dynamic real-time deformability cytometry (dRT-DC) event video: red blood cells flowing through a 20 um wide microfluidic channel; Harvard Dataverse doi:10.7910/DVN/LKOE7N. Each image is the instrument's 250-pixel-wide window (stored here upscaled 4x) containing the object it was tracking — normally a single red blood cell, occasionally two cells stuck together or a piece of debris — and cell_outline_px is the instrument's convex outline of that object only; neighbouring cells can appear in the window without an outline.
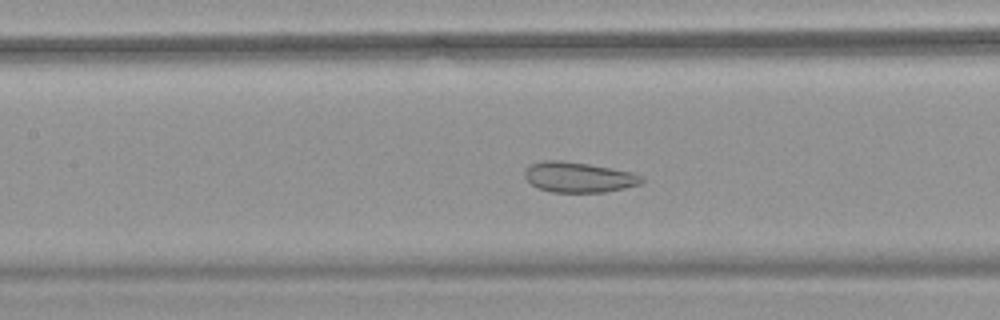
{"species": "common noctule bat (a hibernating species)", "species_latin": "Nyctalus noctula", "temperature_condition": "warm", "stored_images_in_passage": 54, "camera_frame_rate_fps": 3000, "um_per_image_px": 0.085, "animal": {"sex": "female", "body_mass_g": 18.4}, "frame": {"image": 1, "passage_image": 24, "time_ms": 7.667, "image_size_px": [1000, 320], "cell_outline_px": [[644, 180], [640, 184], [624, 188], [604, 192], [552, 192], [540, 188], [532, 184], [524, 176], [524, 172], [532, 164], [544, 160], [560, 160], [588, 164], [632, 172], [644, 176]], "centroid_in_image_um": [49.22, 15.06], "position_along_channel_um": 158.2, "area_um2": 20.46}}
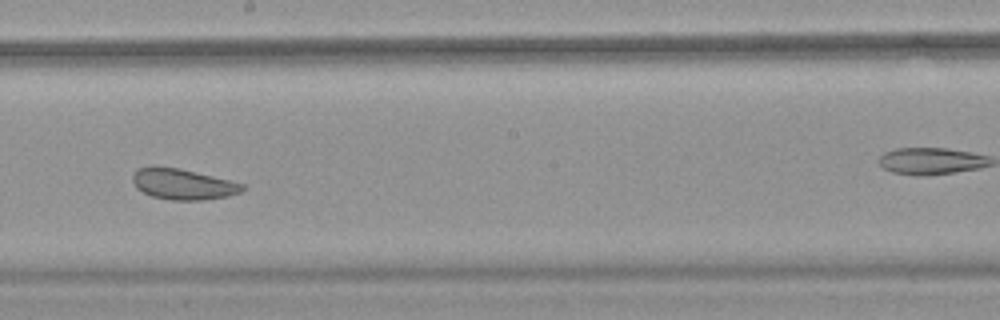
{"frame": {"image": 2, "passage_image": 30, "time_ms": 9.667, "image_size_px": [1000, 320], "cell_outline_px": [[248, 188], [240, 192], [228, 196], [204, 200], [172, 200], [152, 196], [136, 188], [132, 180], [132, 176], [136, 168], [152, 164], [156, 164], [180, 168], [244, 184]], "centroid_in_image_um": [15.5, 15.62], "position_along_channel_um": 232.7, "area_um2": 20.06}}
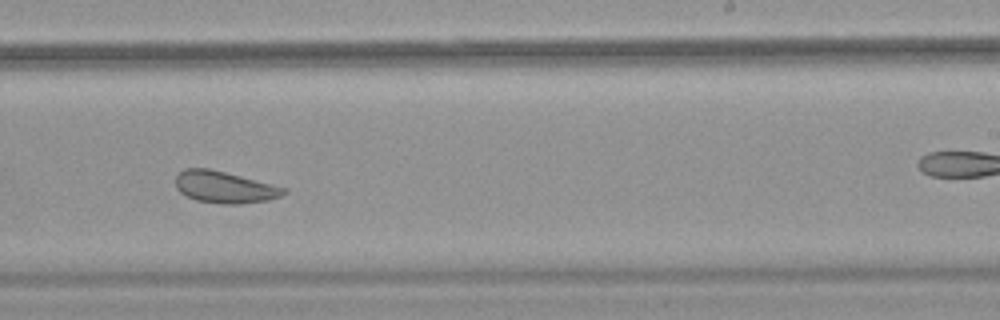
{"frame": {"image": 3, "passage_image": 33, "time_ms": 10.667, "image_size_px": [1000, 320], "cell_outline_px": [[288, 192], [280, 196], [268, 200], [240, 204], [220, 204], [196, 200], [180, 192], [176, 188], [176, 176], [184, 168], [208, 168], [288, 188]], "centroid_in_image_um": [19.09, 15.91], "position_along_channel_um": 269.9, "area_um2": 19.94}, "authors_computed_cell_mechanics": {"area_um2": 26.01, "velocity_mm_per_s": 3.7462, "shape_relaxation_time_tau1_ms": null, "shape_relaxation_time_tau2_ms": 1.6162, "deformation_change_tau1": null, "deformation_change_tau2": 0.0808}}